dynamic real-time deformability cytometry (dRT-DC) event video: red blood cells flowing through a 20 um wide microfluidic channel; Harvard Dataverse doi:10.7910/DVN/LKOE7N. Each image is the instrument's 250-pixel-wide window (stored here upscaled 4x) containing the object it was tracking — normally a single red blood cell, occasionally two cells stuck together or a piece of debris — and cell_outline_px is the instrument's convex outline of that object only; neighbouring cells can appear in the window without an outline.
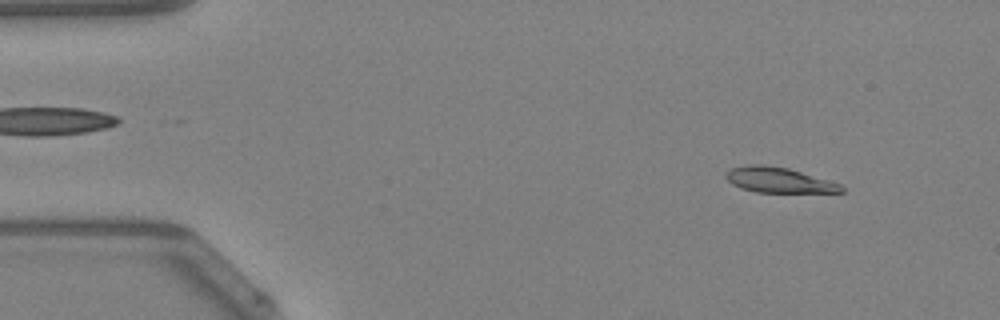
{"species": "Egyptian fruit bat (a non-hibernating species)", "species_latin": "Rousettus aegyptiacus", "temperature_condition": "warm", "stored_images_in_passage": 11, "camera_frame_rate_fps": 3000, "um_per_image_px": 0.085, "animal": {"sex": "female"}, "frame": {"image": 1, "passage_image": 5, "time_ms": 1.333, "image_size_px": [1000, 320], "cell_outline_px": [[844, 192], [756, 192], [740, 188], [732, 184], [724, 176], [732, 168], [748, 164], [760, 164], [788, 168], [840, 184], [844, 188]], "centroid_in_image_um": [66.16, 15.3], "position_along_channel_um": 18.8, "area_um2": 16.76}}